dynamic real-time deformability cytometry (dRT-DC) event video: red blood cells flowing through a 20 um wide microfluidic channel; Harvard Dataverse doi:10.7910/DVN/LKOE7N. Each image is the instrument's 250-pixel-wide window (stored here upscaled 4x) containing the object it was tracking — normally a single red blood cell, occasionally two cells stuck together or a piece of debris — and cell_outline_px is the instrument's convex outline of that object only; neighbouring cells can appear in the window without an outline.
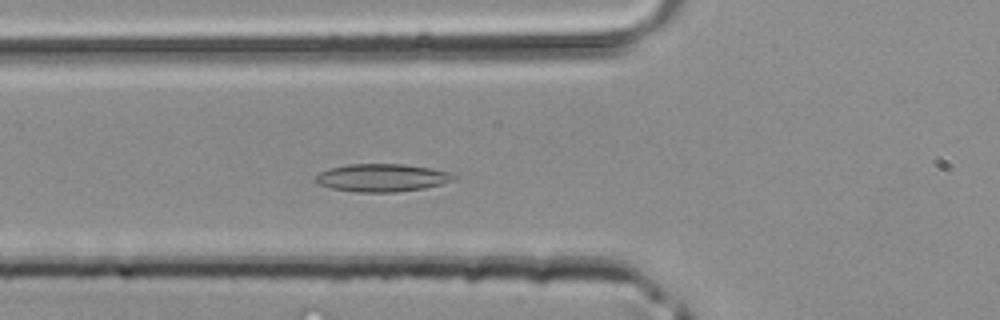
{"species": "common noctule bat (a hibernating species)", "species_latin": "Nyctalus noctula", "temperature_condition": "room temperature", "stored_images_in_passage": 37, "camera_frame_rate_fps": 3000, "um_per_image_px": 0.085, "animal": {"sex": "male", "body_mass_g": 20.4}, "frame": {"image": 1, "passage_image": 15, "time_ms": 4.667, "image_size_px": [1000, 320], "cell_outline_px": [[456, 176], [452, 180], [440, 184], [424, 188], [396, 192], [360, 192], [332, 188], [316, 184], [312, 180], [320, 172], [328, 168], [348, 164], [404, 164], [432, 168], [452, 172]], "centroid_in_image_um": [32.44, 15.1], "position_along_channel_um": 93.4, "area_um2": 22.48}}
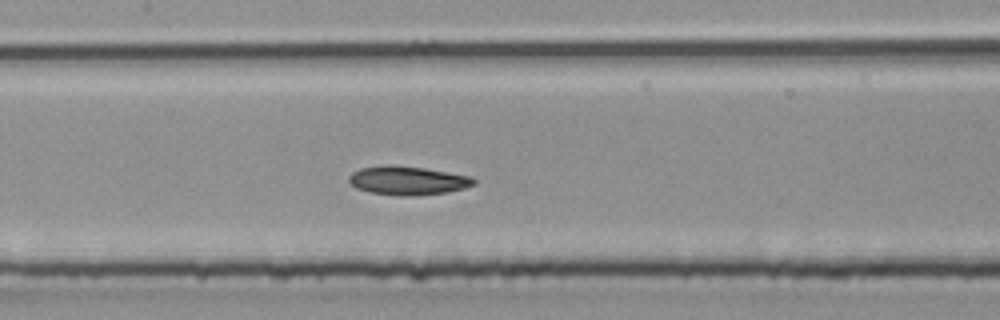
{"frame": {"image": 2, "passage_image": 20, "time_ms": 6.333, "image_size_px": [1000, 320], "cell_outline_px": [[476, 184], [464, 188], [448, 192], [404, 196], [396, 196], [368, 192], [356, 188], [348, 180], [348, 176], [352, 172], [360, 168], [388, 164], [392, 164], [424, 168], [472, 176], [476, 180]], "centroid_in_image_um": [34.64, 15.34], "position_along_channel_um": 172.8, "area_um2": 21.1}}
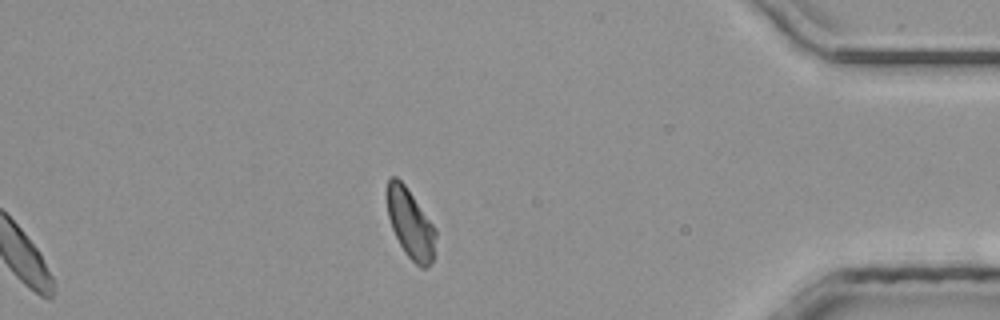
{"frame": {"image": 3, "passage_image": 37, "time_ms": 12.0, "image_size_px": [1000, 320], "cell_outline_px": [[436, 236], [432, 260], [424, 268], [420, 268], [404, 252], [392, 228], [388, 216], [388, 176], [396, 176], [404, 184], [436, 228]], "centroid_in_image_um": [34.89, 19.01], "position_along_channel_um": 400.3, "area_um2": 19.25}}